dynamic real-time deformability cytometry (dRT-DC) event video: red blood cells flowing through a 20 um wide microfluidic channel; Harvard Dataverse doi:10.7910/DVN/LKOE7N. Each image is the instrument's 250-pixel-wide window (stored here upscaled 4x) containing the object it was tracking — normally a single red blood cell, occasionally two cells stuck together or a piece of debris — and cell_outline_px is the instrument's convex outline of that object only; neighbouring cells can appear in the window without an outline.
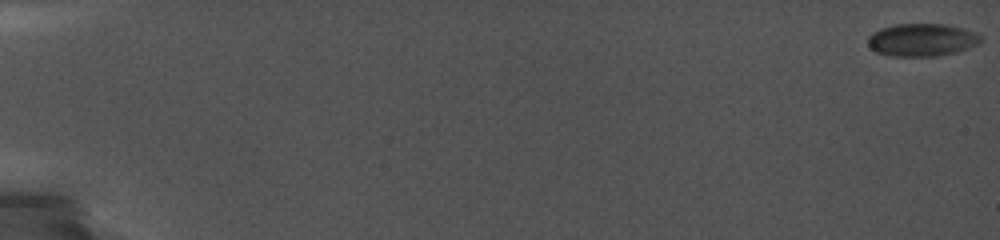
{"species": "common noctule bat (a hibernating species)", "species_latin": "Nyctalus noctula", "temperature_condition": "cold", "stored_images_in_passage": 62, "camera_frame_rate_fps": 5000, "um_per_image_px": 0.085, "animal": {"sex": "female", "body_mass_g": 19.0, "forearm_length_mm": 56.7}, "frame": {"image": 1, "passage_image": 1, "time_ms": 0.0, "image_size_px": [1000, 240], "cell_outline_px": [[984, 40], [968, 48], [956, 52], [936, 56], [892, 56], [876, 52], [868, 44], [868, 36], [872, 32], [880, 28], [896, 24], [944, 24], [976, 32], [984, 36]], "centroid_in_image_um": [78.37, 3.39], "position_along_channel_um": 6.6, "area_um2": 21.56}}
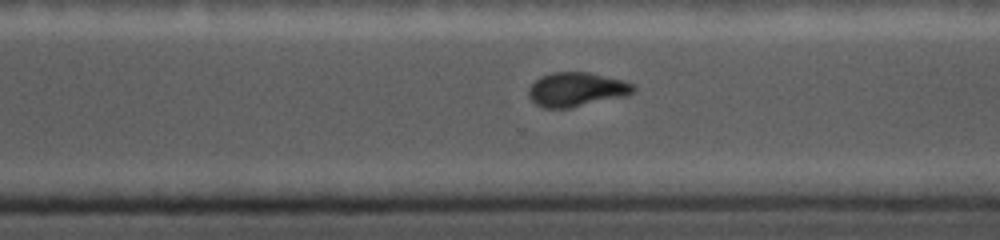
{"frame": {"image": 2, "passage_image": 51, "time_ms": 13.8, "image_size_px": [1000, 240], "cell_outline_px": [[636, 88], [628, 96], [568, 108], [544, 108], [536, 104], [528, 96], [528, 92], [532, 84], [540, 76], [552, 72], [588, 72], [624, 80], [636, 84]], "centroid_in_image_um": [49.04, 7.6], "position_along_channel_um": 321.6, "area_um2": 20.98}}
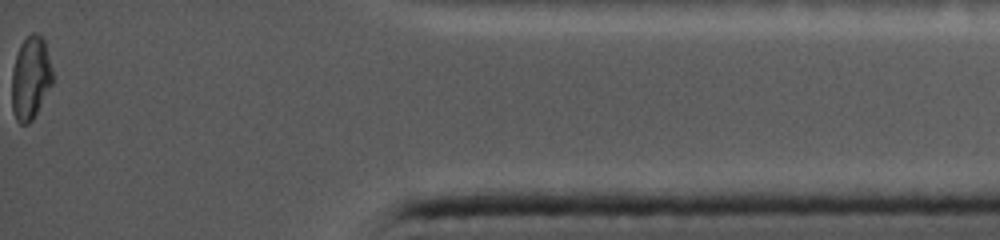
{"frame": {"image": 3, "passage_image": 62, "time_ms": 17.6, "image_size_px": [1000, 240], "cell_outline_px": [[56, 80], [32, 120], [28, 124], [20, 124], [16, 120], [12, 112], [12, 72], [16, 56], [20, 44], [32, 32], [36, 32], [44, 36], [56, 76]], "centroid_in_image_um": [2.66, 6.6], "position_along_channel_um": 432.5, "area_um2": 20.58}}